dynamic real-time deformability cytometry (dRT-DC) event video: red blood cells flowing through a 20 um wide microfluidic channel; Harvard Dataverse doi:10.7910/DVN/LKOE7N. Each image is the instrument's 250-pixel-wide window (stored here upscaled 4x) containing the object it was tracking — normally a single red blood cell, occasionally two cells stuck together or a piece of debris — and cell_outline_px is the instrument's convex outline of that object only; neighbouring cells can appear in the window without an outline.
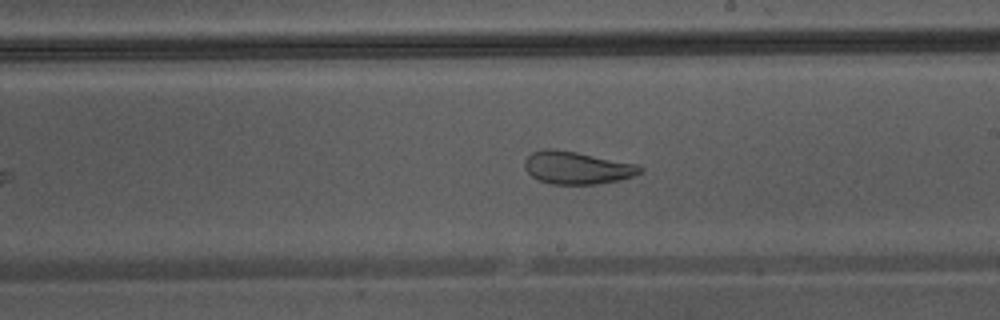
{"species": "Egyptian fruit bat (a non-hibernating species)", "species_latin": "Rousettus aegyptiacus", "temperature_condition": "warm", "stored_images_in_passage": 32, "camera_frame_rate_fps": 3000, "um_per_image_px": 0.085, "animal": {"sex": "male"}, "frame": {"image": 1, "passage_image": 19, "time_ms": 6.0, "image_size_px": [1000, 320], "cell_outline_px": [[644, 172], [636, 176], [620, 180], [596, 184], [548, 184], [532, 176], [524, 168], [524, 160], [532, 152], [540, 148], [552, 148], [576, 152], [640, 164], [644, 168]], "centroid_in_image_um": [49.09, 14.25], "position_along_channel_um": 239.9, "area_um2": 22.37}}